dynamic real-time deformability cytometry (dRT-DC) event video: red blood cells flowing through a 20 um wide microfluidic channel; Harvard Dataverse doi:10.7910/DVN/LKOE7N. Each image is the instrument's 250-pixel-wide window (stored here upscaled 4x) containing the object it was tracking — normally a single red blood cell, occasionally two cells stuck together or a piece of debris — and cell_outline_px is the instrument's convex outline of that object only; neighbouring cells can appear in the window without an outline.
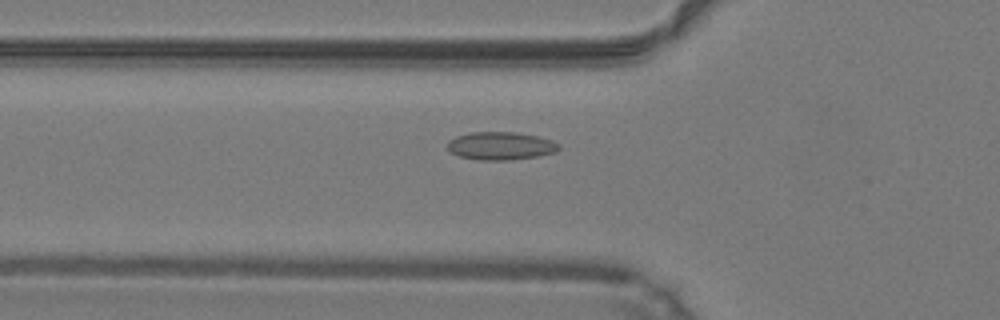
{"species": "common noctule bat (a hibernating species)", "species_latin": "Nyctalus noctula", "temperature_condition": "warm", "stored_images_in_passage": 42, "camera_frame_rate_fps": 3000, "um_per_image_px": 0.085, "animal": {"sex": "male", "body_mass_g": 19.2, "forearm_length_mm": 51.8}, "frame": {"image": 1, "passage_image": 10, "time_ms": 3.0, "image_size_px": [1000, 320], "cell_outline_px": [[560, 148], [556, 152], [536, 156], [512, 160], [480, 160], [460, 156], [452, 152], [448, 148], [448, 140], [456, 136], [472, 132], [516, 132], [536, 136], [552, 140], [560, 144]], "centroid_in_image_um": [42.58, 12.39], "position_along_channel_um": 83.2, "area_um2": 18.09}}
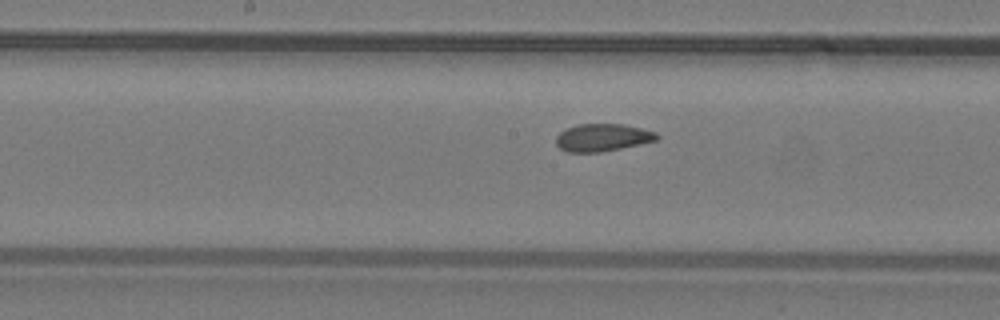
{"frame": {"image": 2, "passage_image": 18, "time_ms": 5.667, "image_size_px": [1000, 320], "cell_outline_px": [[660, 136], [656, 140], [640, 144], [600, 152], [568, 152], [560, 148], [556, 144], [556, 136], [560, 132], [568, 128], [580, 124], [624, 124], [656, 132]], "centroid_in_image_um": [51.21, 11.69], "position_along_channel_um": 197.0, "area_um2": 16.01}}
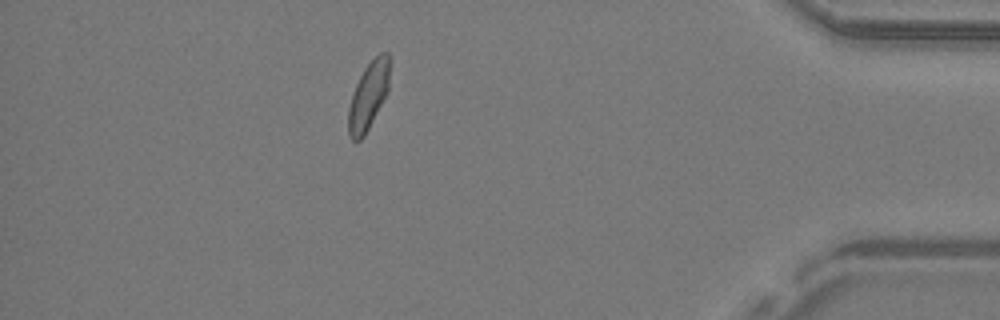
{"frame": {"image": 3, "passage_image": 36, "time_ms": 11.667, "image_size_px": [1000, 320], "cell_outline_px": [[392, 60], [388, 92], [364, 136], [360, 140], [352, 140], [348, 136], [348, 108], [352, 92], [364, 68], [380, 52], [388, 52]], "centroid_in_image_um": [31.34, 8.09], "position_along_channel_um": 403.9, "area_um2": 16.65}, "authors_computed_cell_mechanics": {"area_um2": 16.5886, "velocity_mm_per_s": 4.2291, "shape_relaxation_time_tau1_ms": 6.2669, "shape_relaxation_time_tau2_ms": 1.1194, "deformation_change_tau1": 0.1198, "deformation_change_tau2": 0.0484}}